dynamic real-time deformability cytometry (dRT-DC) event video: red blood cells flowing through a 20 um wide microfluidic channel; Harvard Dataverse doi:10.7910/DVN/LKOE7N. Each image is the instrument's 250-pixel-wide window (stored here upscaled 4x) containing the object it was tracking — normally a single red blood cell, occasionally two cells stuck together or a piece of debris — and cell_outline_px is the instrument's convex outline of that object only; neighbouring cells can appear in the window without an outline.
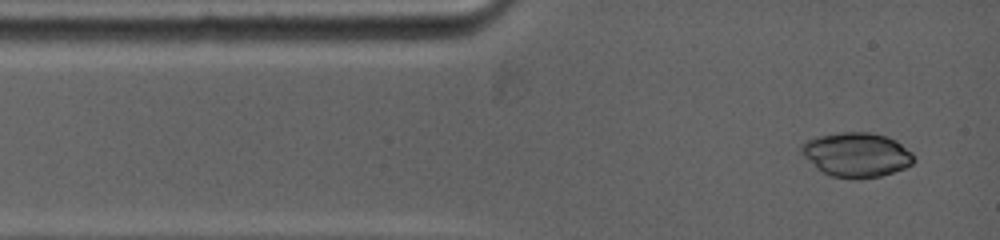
{"species": "common noctule bat (a hibernating species)", "species_latin": "Nyctalus noctula", "temperature_condition": "warm", "stored_images_in_passage": 33, "camera_frame_rate_fps": 5000, "um_per_image_px": 0.085, "animal": {"sex": "female", "body_mass_g": 19.0, "forearm_length_mm": 53.3}, "frame": {"image": 1, "passage_image": 1, "time_ms": 0.0, "image_size_px": [1000, 240], "cell_outline_px": [[916, 160], [912, 164], [904, 168], [880, 176], [860, 180], [852, 180], [832, 176], [816, 168], [800, 152], [800, 144], [808, 140], [820, 136], [840, 132], [868, 132], [888, 136], [896, 140], [912, 152]], "centroid_in_image_um": [72.82, 13.16], "position_along_channel_um": 12.2, "area_um2": 29.36}}
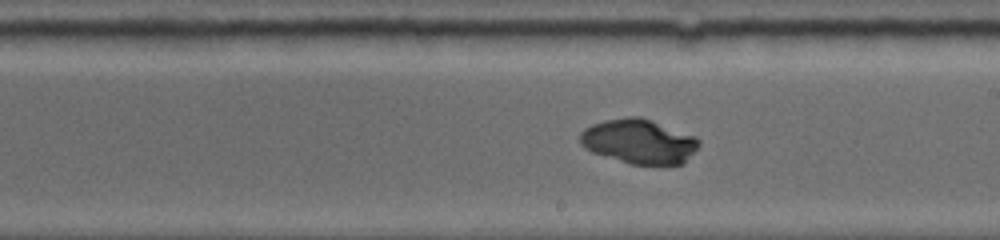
{"frame": {"image": 2, "passage_image": 20, "time_ms": 6.6, "image_size_px": [1000, 240], "cell_outline_px": [[700, 144], [684, 164], [632, 164], [592, 152], [584, 148], [580, 144], [580, 132], [584, 128], [592, 124], [604, 120], [628, 116], [640, 116], [652, 120], [696, 136], [700, 140]], "centroid_in_image_um": [54.31, 12.0], "position_along_channel_um": 234.7, "area_um2": 30.92}}
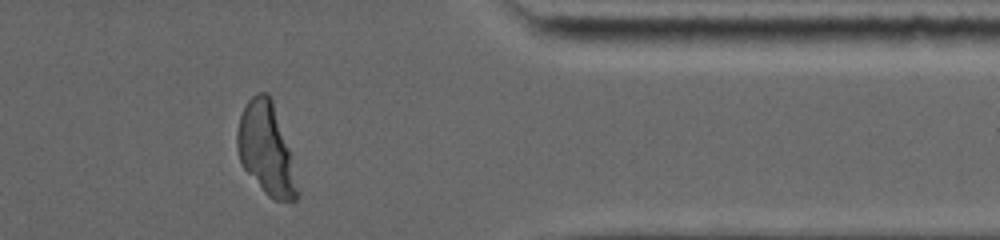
{"frame": {"image": 3, "passage_image": 33, "time_ms": 11.0, "image_size_px": [1000, 240], "cell_outline_px": [[300, 196], [296, 200], [272, 200], [264, 192], [244, 168], [240, 160], [236, 148], [236, 132], [240, 116], [248, 100], [256, 92], [268, 92], [272, 100], [288, 148], [300, 192]], "centroid_in_image_um": [22.61, 12.68], "position_along_channel_um": 388.8, "area_um2": 31.73}}